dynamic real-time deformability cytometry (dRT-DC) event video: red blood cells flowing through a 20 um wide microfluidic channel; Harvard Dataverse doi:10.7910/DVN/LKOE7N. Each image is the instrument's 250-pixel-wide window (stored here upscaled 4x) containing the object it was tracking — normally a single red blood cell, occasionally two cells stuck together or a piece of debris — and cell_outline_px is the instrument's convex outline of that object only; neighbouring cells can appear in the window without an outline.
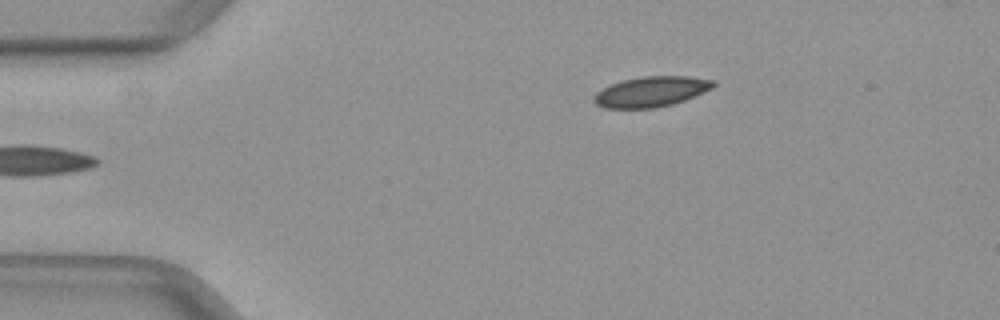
{"species": "common noctule bat (a hibernating species)", "species_latin": "Nyctalus noctula", "temperature_condition": "warm", "stored_images_in_passage": 30, "camera_frame_rate_fps": 3000, "um_per_image_px": 0.085, "animal": {"sex": "female", "body_mass_g": 29.2, "forearm_length_mm": 56.3}, "frame": {"image": 1, "passage_image": 1, "time_ms": 0.0, "image_size_px": [1000, 320], "cell_outline_px": [[716, 84], [712, 88], [704, 92], [684, 100], [672, 104], [656, 108], [604, 108], [596, 104], [592, 100], [592, 96], [596, 92], [620, 80], [644, 76], [688, 76], [716, 80]], "centroid_in_image_um": [55.34, 7.79], "position_along_channel_um": 29.7, "area_um2": 21.21}}
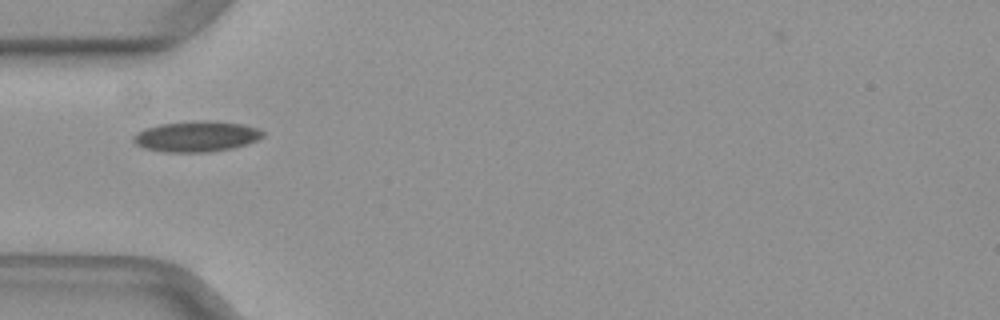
{"frame": {"image": 2, "passage_image": 8, "time_ms": 2.333, "image_size_px": [1000, 320], "cell_outline_px": [[264, 136], [256, 140], [232, 148], [208, 152], [164, 152], [144, 148], [136, 144], [132, 140], [132, 136], [136, 132], [144, 128], [160, 124], [192, 120], [216, 120], [244, 124], [256, 128], [264, 132]], "centroid_in_image_um": [16.66, 11.58], "position_along_channel_um": 68.3, "area_um2": 23.41}}